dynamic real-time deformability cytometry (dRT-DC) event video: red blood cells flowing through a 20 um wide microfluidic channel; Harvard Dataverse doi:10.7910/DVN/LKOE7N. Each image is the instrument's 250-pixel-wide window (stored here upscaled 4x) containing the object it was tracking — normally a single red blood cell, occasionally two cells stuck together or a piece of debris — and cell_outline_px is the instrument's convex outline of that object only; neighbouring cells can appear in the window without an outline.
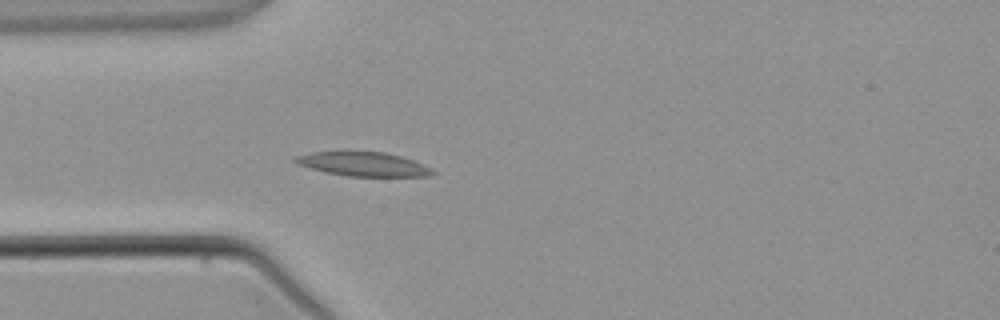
{"species": "common noctule bat (a hibernating species)", "species_latin": "Nyctalus noctula", "temperature_condition": "warm", "stored_images_in_passage": 3, "camera_frame_rate_fps": 3000, "um_per_image_px": 0.085, "animal": {"sex": "male", "body_mass_g": 21.5, "forearm_length_mm": 52.0}, "frame": {"image": 1, "passage_image": 3, "time_ms": 2.333, "image_size_px": [1000, 320], "cell_outline_px": [[436, 172], [428, 176], [348, 176], [324, 172], [296, 164], [292, 160], [296, 156], [312, 152], [384, 152], [400, 156], [424, 164], [432, 168]], "centroid_in_image_um": [30.87, 13.95], "position_along_channel_um": 54.1, "area_um2": 19.13}}